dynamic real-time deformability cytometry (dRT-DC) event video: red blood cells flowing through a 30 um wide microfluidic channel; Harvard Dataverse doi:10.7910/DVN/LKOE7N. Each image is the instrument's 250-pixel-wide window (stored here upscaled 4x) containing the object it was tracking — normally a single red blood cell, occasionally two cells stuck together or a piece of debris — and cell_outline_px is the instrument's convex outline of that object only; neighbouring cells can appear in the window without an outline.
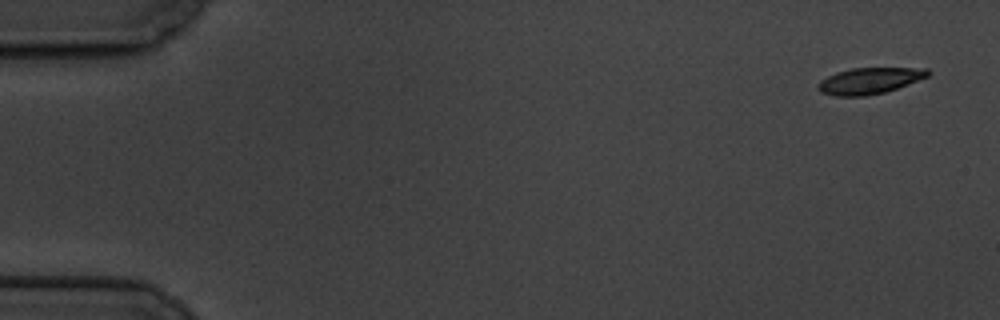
{"species": "common noctule bat (a hibernating species)", "species_latin": "Nyctalus noctula", "temperature_condition": "cold", "stored_images_in_passage": 7, "camera_frame_rate_fps": 3000, "um_per_image_px": 0.085, "animal": {"sex": "male", "body_mass_g": 19.5, "forearm_length_mm": 54.6}, "frame": {"image": 1, "passage_image": 1, "time_ms": 0.0, "image_size_px": [1000, 320], "cell_outline_px": [[932, 72], [928, 76], [908, 84], [884, 92], [864, 96], [836, 96], [820, 92], [816, 88], [816, 84], [820, 80], [836, 72], [852, 68], [928, 68]], "centroid_in_image_um": [73.88, 6.86], "position_along_channel_um": 11.1, "area_um2": 16.82}}
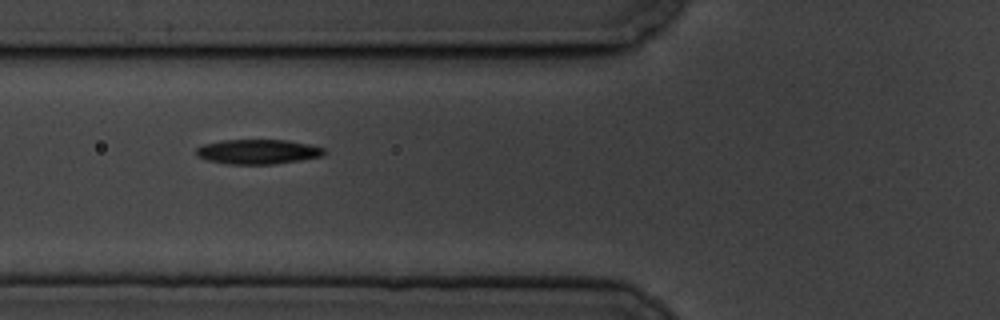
{"frame": {"image": 2, "passage_image": 6, "time_ms": 6.667, "image_size_px": [1000, 320], "cell_outline_px": [[328, 152], [324, 156], [300, 160], [272, 164], [228, 164], [208, 160], [196, 156], [196, 148], [204, 144], [224, 140], [284, 140], [308, 144], [324, 148]], "centroid_in_image_um": [21.94, 12.9], "position_along_channel_um": 103.9, "area_um2": 18.38}}
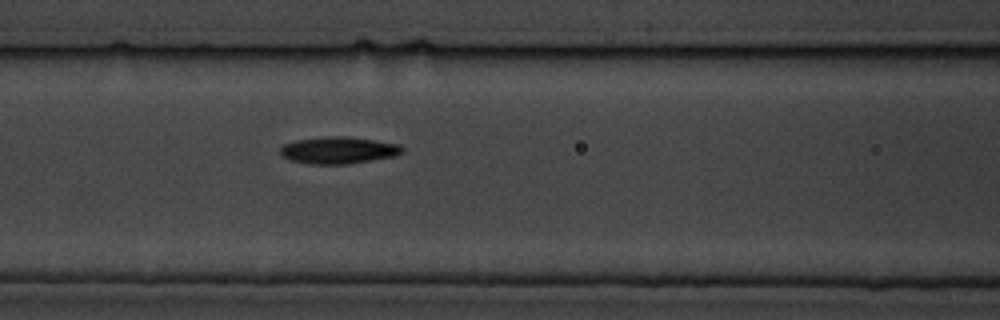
{"frame": {"image": 3, "passage_image": 7, "time_ms": 7.667, "image_size_px": [1000, 320], "cell_outline_px": [[404, 152], [396, 156], [348, 164], [308, 164], [292, 160], [284, 156], [280, 152], [280, 148], [284, 144], [296, 140], [328, 136], [344, 136], [376, 140], [400, 144], [404, 148]], "centroid_in_image_um": [28.82, 12.77], "position_along_channel_um": 137.8, "area_um2": 19.19}}